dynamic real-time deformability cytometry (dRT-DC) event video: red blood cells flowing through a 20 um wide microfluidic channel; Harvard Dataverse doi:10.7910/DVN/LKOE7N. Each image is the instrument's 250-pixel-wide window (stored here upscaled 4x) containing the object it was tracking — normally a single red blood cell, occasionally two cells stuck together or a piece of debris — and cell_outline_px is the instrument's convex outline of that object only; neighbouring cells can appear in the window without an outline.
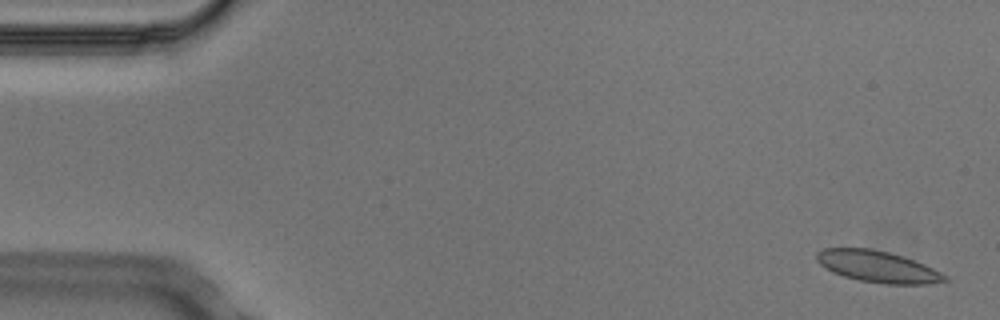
{"species": "Egyptian fruit bat (a non-hibernating species)", "species_latin": "Rousettus aegyptiacus", "temperature_condition": "cold", "stored_images_in_passage": 4, "camera_frame_rate_fps": 3000, "um_per_image_px": 0.085, "animal": {"sex": "male"}, "frame": {"image": 1, "passage_image": 1, "time_ms": 0.0, "image_size_px": [1000, 320], "cell_outline_px": [[952, 280], [928, 284], [884, 284], [860, 280], [844, 276], [832, 272], [824, 268], [816, 260], [816, 252], [824, 248], [872, 248], [904, 256], [924, 264], [948, 276]], "centroid_in_image_um": [74.61, 22.66], "position_along_channel_um": 10.4, "area_um2": 23.7}}